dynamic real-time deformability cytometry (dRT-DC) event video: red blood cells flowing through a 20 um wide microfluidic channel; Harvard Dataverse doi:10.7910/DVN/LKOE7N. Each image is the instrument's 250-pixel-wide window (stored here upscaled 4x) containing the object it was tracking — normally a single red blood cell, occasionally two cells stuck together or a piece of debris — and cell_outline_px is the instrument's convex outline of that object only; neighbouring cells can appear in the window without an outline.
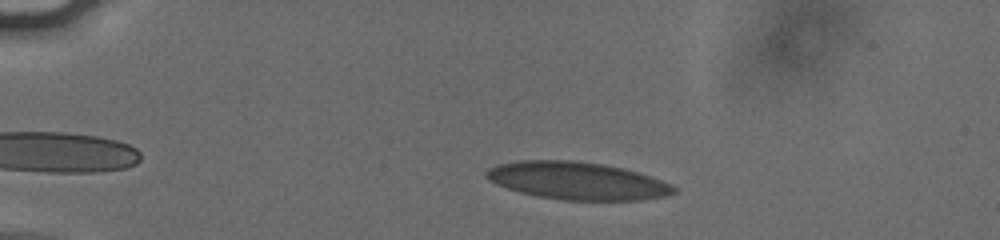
{"species": "human", "species_latin": "Homo sapiens", "temperature_condition": "cold", "stored_images_in_passage": 47, "camera_frame_rate_fps": 3000, "um_per_image_px": 0.085, "donor": {"sex": "male"}, "frame": {"image": 1, "passage_image": 3, "time_ms": 0.667, "image_size_px": [1000, 240], "cell_outline_px": [[676, 192], [664, 196], [640, 200], [564, 200], [540, 196], [520, 192], [496, 184], [488, 180], [484, 176], [484, 172], [488, 168], [500, 164], [520, 160], [572, 160], [604, 164], [624, 168], [672, 184], [676, 188]], "centroid_in_image_um": [49.04, 15.36], "position_along_channel_um": 36.0, "area_um2": 40.92}}
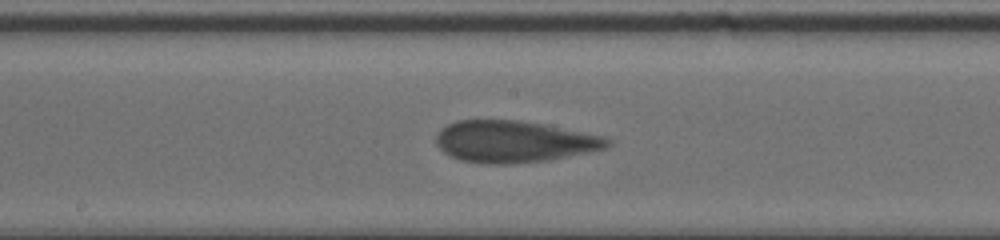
{"frame": {"image": 2, "passage_image": 22, "time_ms": 7.0, "image_size_px": [1000, 240], "cell_outline_px": [[612, 144], [604, 148], [568, 156], [548, 160], [512, 164], [484, 164], [460, 160], [444, 152], [436, 144], [436, 136], [440, 128], [456, 120], [516, 120], [544, 124], [600, 136], [612, 140]], "centroid_in_image_um": [43.63, 12.04], "position_along_channel_um": 204.6, "area_um2": 41.38}}
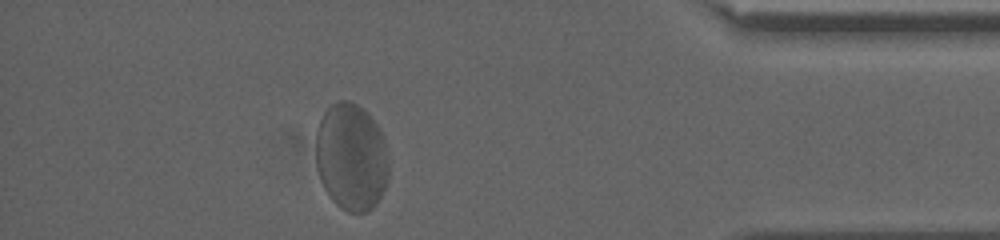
{"frame": {"image": 3, "passage_image": 41, "time_ms": 13.333, "image_size_px": [1000, 240], "cell_outline_px": [[388, 180], [376, 204], [368, 212], [348, 212], [340, 208], [332, 200], [324, 188], [316, 164], [316, 128], [324, 112], [336, 100], [348, 100], [364, 108], [368, 112], [384, 136], [388, 164]], "centroid_in_image_um": [29.86, 13.33], "position_along_channel_um": 405.3, "area_um2": 45.95}, "authors_computed_cell_mechanics": {"area_um2": 41.2692, "velocity_mm_per_s": 3.6906, "shape_relaxation_time_tau1_ms": 5.9105, "shape_relaxation_time_tau2_ms": null, "deformation_change_tau1": 0.1525, "deformation_change_tau2": null}}